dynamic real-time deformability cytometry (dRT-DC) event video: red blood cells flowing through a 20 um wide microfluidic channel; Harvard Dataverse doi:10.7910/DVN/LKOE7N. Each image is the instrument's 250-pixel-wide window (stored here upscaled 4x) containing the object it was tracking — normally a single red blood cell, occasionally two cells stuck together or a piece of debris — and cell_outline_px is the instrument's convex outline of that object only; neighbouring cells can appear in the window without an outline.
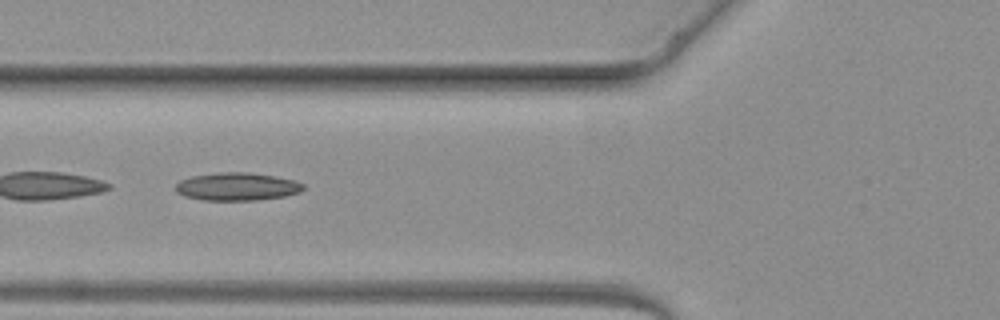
{"species": "common noctule bat (a hibernating species)", "species_latin": "Nyctalus noctula", "temperature_condition": "warm", "stored_images_in_passage": 3, "camera_frame_rate_fps": 3000, "um_per_image_px": 0.085, "animal": {"sex": "female", "body_mass_g": 19.3, "forearm_length_mm": 54.1}, "frame": {"image": 1, "passage_image": 3, "time_ms": 2.333, "image_size_px": [1000, 320], "cell_outline_px": [[304, 188], [300, 192], [284, 196], [256, 200], [204, 200], [184, 196], [176, 192], [176, 184], [180, 180], [192, 176], [220, 172], [248, 172], [276, 176], [296, 180], [304, 184]], "centroid_in_image_um": [20.16, 15.85], "position_along_channel_um": 105.6, "area_um2": 20.81}}